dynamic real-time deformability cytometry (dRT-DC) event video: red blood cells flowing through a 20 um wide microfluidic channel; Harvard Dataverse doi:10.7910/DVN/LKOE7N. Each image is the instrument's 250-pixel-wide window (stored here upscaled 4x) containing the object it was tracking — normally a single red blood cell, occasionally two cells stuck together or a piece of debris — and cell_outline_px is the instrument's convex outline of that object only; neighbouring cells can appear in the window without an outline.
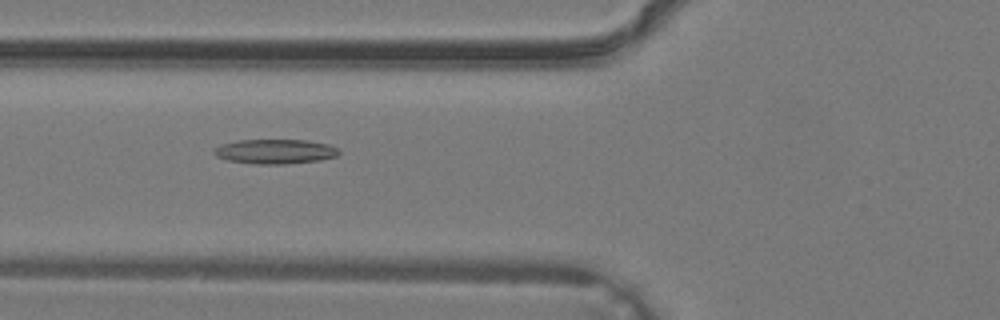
{"species": "common noctule bat (a hibernating species)", "species_latin": "Nyctalus noctula", "temperature_condition": "warm", "stored_images_in_passage": 10, "camera_frame_rate_fps": 3000, "um_per_image_px": 0.085, "animal": {"sex": "male", "body_mass_g": 19.2, "forearm_length_mm": 51.8}, "frame": {"image": 1, "passage_image": 3, "time_ms": 0.667, "image_size_px": [1000, 320], "cell_outline_px": [[340, 152], [336, 156], [320, 160], [284, 164], [252, 164], [228, 160], [216, 156], [212, 152], [212, 148], [220, 144], [236, 140], [308, 140], [328, 144], [336, 148]], "centroid_in_image_um": [23.32, 12.87], "position_along_channel_um": 102.5, "area_um2": 18.03}}
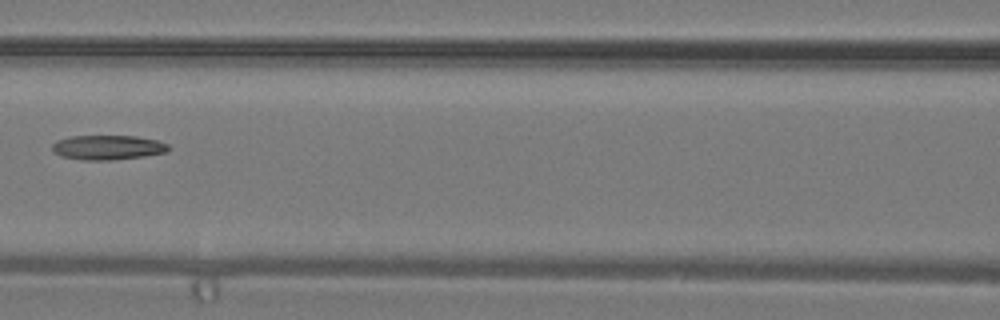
{"frame": {"image": 2, "passage_image": 6, "time_ms": 1.667, "image_size_px": [1000, 320], "cell_outline_px": [[172, 148], [168, 152], [144, 156], [112, 160], [84, 160], [60, 156], [52, 148], [52, 144], [56, 140], [68, 136], [136, 136], [156, 140], [168, 144]], "centroid_in_image_um": [9.18, 12.53], "position_along_channel_um": 157.4, "area_um2": 16.76}}
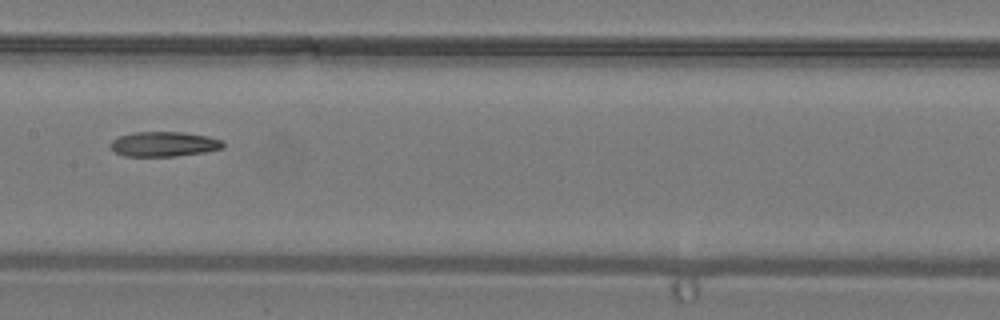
{"frame": {"image": 3, "passage_image": 8, "time_ms": 2.333, "image_size_px": [1000, 320], "cell_outline_px": [[224, 148], [204, 152], [176, 156], [124, 156], [108, 148], [108, 144], [112, 140], [120, 136], [132, 132], [184, 132], [208, 136], [220, 140], [224, 144]], "centroid_in_image_um": [13.89, 12.24], "position_along_channel_um": 193.5, "area_um2": 16.42}}